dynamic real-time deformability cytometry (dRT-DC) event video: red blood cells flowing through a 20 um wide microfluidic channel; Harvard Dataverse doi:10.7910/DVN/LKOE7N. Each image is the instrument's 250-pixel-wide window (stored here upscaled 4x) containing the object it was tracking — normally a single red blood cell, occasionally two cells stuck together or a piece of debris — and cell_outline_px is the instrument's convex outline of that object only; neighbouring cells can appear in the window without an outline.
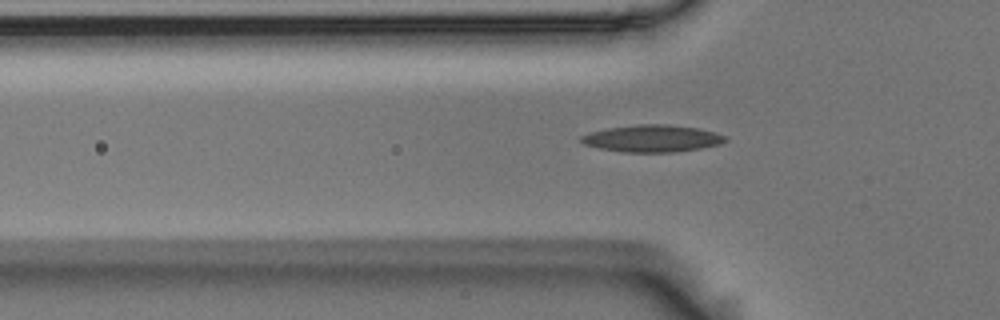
{"species": "Egyptian fruit bat (a non-hibernating species)", "species_latin": "Rousettus aegyptiacus", "temperature_condition": "room temperature", "stored_images_in_passage": 38, "camera_frame_rate_fps": 3000, "um_per_image_px": 0.085, "animal": {"sex": "male"}, "frame": {"image": 1, "passage_image": 5, "time_ms": 1.333, "image_size_px": [1000, 320], "cell_outline_px": [[728, 140], [720, 144], [700, 148], [676, 152], [624, 152], [600, 148], [584, 144], [580, 140], [580, 136], [592, 132], [608, 128], [640, 124], [664, 124], [696, 128], [712, 132], [724, 136]], "centroid_in_image_um": [55.42, 11.77], "position_along_channel_um": 70.4, "area_um2": 22.37}}
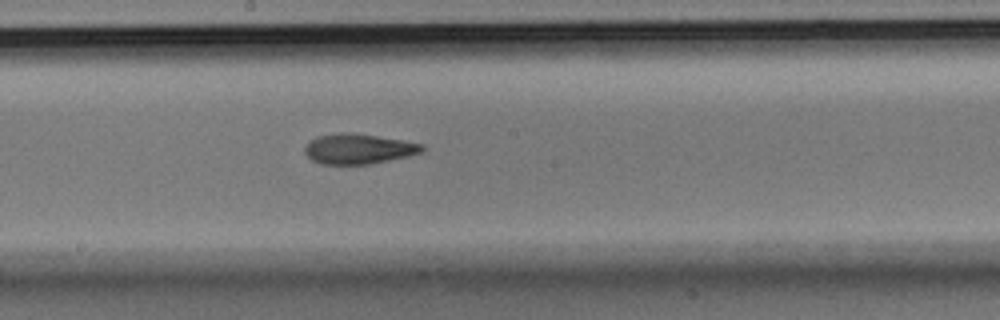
{"frame": {"image": 2, "passage_image": 17, "time_ms": 5.333, "image_size_px": [1000, 320], "cell_outline_px": [[424, 152], [408, 156], [372, 164], [320, 164], [312, 160], [304, 152], [304, 148], [316, 136], [344, 132], [348, 132], [376, 136], [424, 144]], "centroid_in_image_um": [30.48, 12.66], "position_along_channel_um": 217.7, "area_um2": 20.52}}
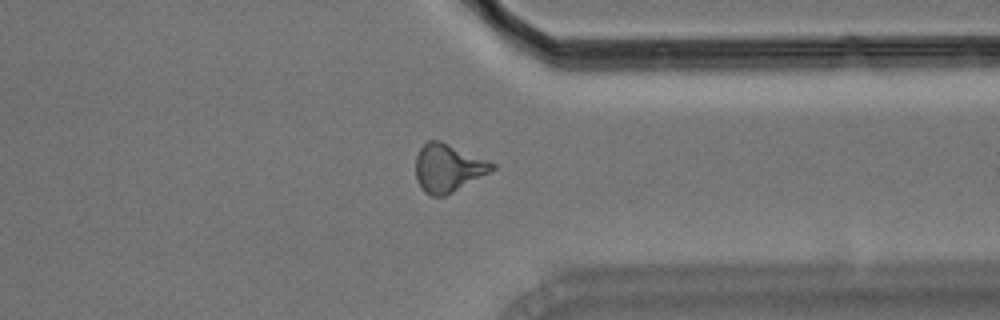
{"frame": {"image": 3, "passage_image": 30, "time_ms": 9.667, "image_size_px": [1000, 320], "cell_outline_px": [[496, 168], [452, 192], [444, 196], [432, 196], [424, 192], [420, 188], [416, 180], [416, 156], [420, 148], [428, 140], [440, 140], [488, 160], [496, 164]], "centroid_in_image_um": [38.05, 14.27], "position_along_channel_um": 373.3, "area_um2": 21.21}, "authors_computed_cell_mechanics": {"area_um2": 20.519, "velocity_mm_per_s": 3.6501, "shape_relaxation_time_tau1_ms": 6.0498, "shape_relaxation_time_tau2_ms": 3.1616, "deformation_change_tau1": 0.1845, "deformation_change_tau2": 0.1181}}